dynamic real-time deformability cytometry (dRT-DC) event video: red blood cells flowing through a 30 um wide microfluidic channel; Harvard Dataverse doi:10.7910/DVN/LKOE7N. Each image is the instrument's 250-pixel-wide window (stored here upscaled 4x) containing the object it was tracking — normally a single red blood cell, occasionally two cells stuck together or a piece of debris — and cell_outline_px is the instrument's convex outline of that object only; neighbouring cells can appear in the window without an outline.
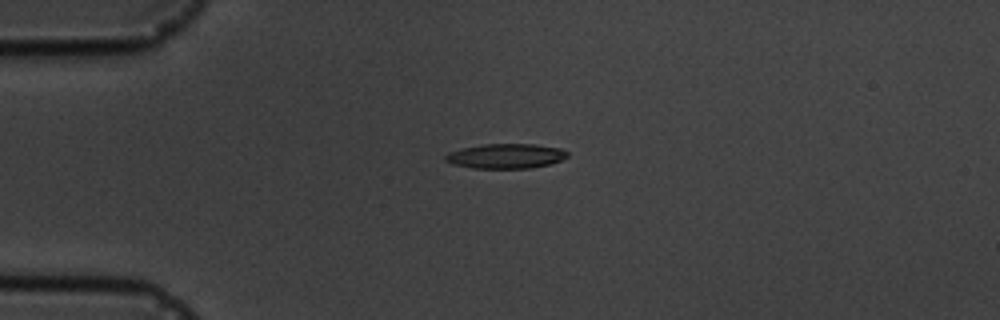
{"species": "common noctule bat (a hibernating species)", "species_latin": "Nyctalus noctula", "temperature_condition": "cold", "stored_images_in_passage": 12, "camera_frame_rate_fps": 3000, "um_per_image_px": 0.085, "animal": {"sex": "male", "body_mass_g": 19.5, "forearm_length_mm": 54.6}, "frame": {"image": 1, "passage_image": 5, "time_ms": 4.333, "image_size_px": [1000, 320], "cell_outline_px": [[568, 156], [552, 164], [528, 168], [472, 168], [452, 164], [444, 160], [444, 156], [448, 152], [460, 148], [484, 144], [536, 144], [560, 148], [568, 152]], "centroid_in_image_um": [42.97, 13.26], "position_along_channel_um": 42.0, "area_um2": 17.74}}
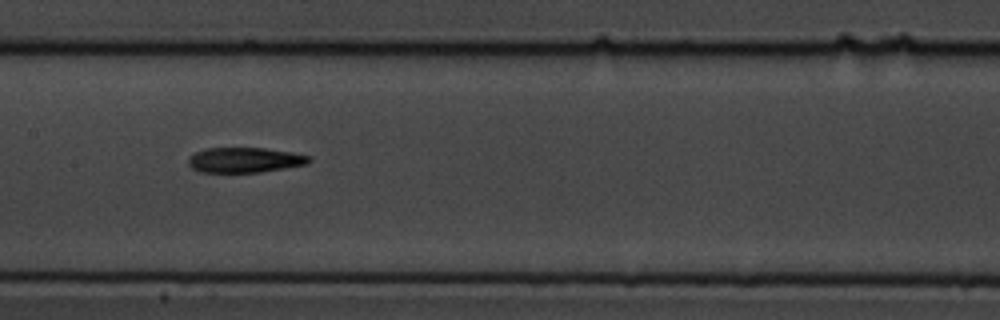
{"frame": {"image": 2, "passage_image": 9, "time_ms": 9.0, "image_size_px": [1000, 320], "cell_outline_px": [[312, 160], [308, 164], [260, 172], [200, 172], [192, 168], [188, 164], [188, 156], [196, 152], [208, 148], [264, 148], [292, 152], [308, 156]], "centroid_in_image_um": [20.79, 13.6], "position_along_channel_um": 186.6, "area_um2": 17.63}}
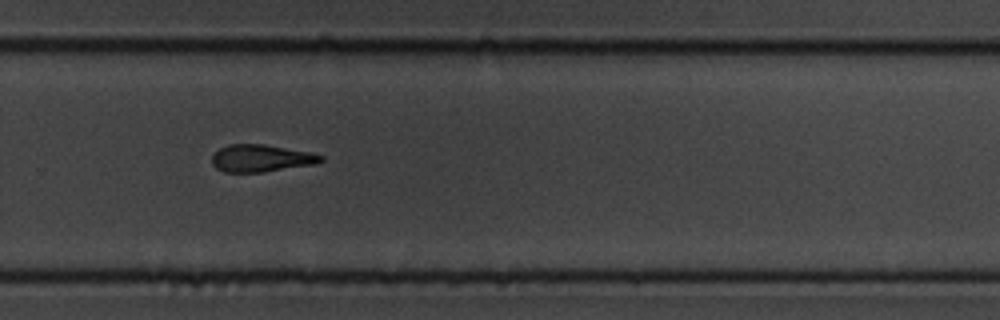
{"frame": {"image": 3, "passage_image": 12, "time_ms": 12.333, "image_size_px": [1000, 320], "cell_outline_px": [[324, 160], [316, 164], [264, 172], [224, 172], [216, 168], [212, 164], [212, 156], [220, 148], [228, 144], [264, 144], [312, 152], [324, 156]], "centroid_in_image_um": [22.22, 13.45], "position_along_channel_um": 307.6, "area_um2": 17.46}}